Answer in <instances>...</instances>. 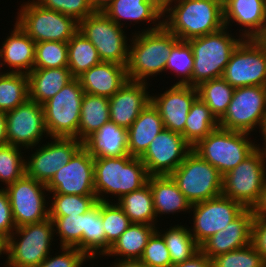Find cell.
<instances>
[{
	"label": "cell",
	"mask_w": 266,
	"mask_h": 267,
	"mask_svg": "<svg viewBox=\"0 0 266 267\" xmlns=\"http://www.w3.org/2000/svg\"><path fill=\"white\" fill-rule=\"evenodd\" d=\"M254 216L266 217V182L261 191V196L258 203L253 207Z\"/></svg>",
	"instance_id": "db71d44e"
},
{
	"label": "cell",
	"mask_w": 266,
	"mask_h": 267,
	"mask_svg": "<svg viewBox=\"0 0 266 267\" xmlns=\"http://www.w3.org/2000/svg\"><path fill=\"white\" fill-rule=\"evenodd\" d=\"M4 145H7L6 113L0 111V147Z\"/></svg>",
	"instance_id": "9f6ffc18"
},
{
	"label": "cell",
	"mask_w": 266,
	"mask_h": 267,
	"mask_svg": "<svg viewBox=\"0 0 266 267\" xmlns=\"http://www.w3.org/2000/svg\"><path fill=\"white\" fill-rule=\"evenodd\" d=\"M172 267H212V263L211 259L199 250L190 259L175 264Z\"/></svg>",
	"instance_id": "f5cc1de1"
},
{
	"label": "cell",
	"mask_w": 266,
	"mask_h": 267,
	"mask_svg": "<svg viewBox=\"0 0 266 267\" xmlns=\"http://www.w3.org/2000/svg\"><path fill=\"white\" fill-rule=\"evenodd\" d=\"M51 139L47 144L39 145L38 150L25 160L26 175L44 184H47L83 146V142L76 138Z\"/></svg>",
	"instance_id": "ac0fdd59"
},
{
	"label": "cell",
	"mask_w": 266,
	"mask_h": 267,
	"mask_svg": "<svg viewBox=\"0 0 266 267\" xmlns=\"http://www.w3.org/2000/svg\"><path fill=\"white\" fill-rule=\"evenodd\" d=\"M246 208L221 194L209 200L192 204L193 225L190 232L200 246L209 237L221 231Z\"/></svg>",
	"instance_id": "9a60e30c"
},
{
	"label": "cell",
	"mask_w": 266,
	"mask_h": 267,
	"mask_svg": "<svg viewBox=\"0 0 266 267\" xmlns=\"http://www.w3.org/2000/svg\"><path fill=\"white\" fill-rule=\"evenodd\" d=\"M250 133L217 128L200 140L193 151L209 162L223 176L245 160L256 144L249 138Z\"/></svg>",
	"instance_id": "8992f818"
},
{
	"label": "cell",
	"mask_w": 266,
	"mask_h": 267,
	"mask_svg": "<svg viewBox=\"0 0 266 267\" xmlns=\"http://www.w3.org/2000/svg\"><path fill=\"white\" fill-rule=\"evenodd\" d=\"M193 66L194 55L192 47L187 41L179 40L172 47L165 71H173L177 77L181 78L175 85L191 86Z\"/></svg>",
	"instance_id": "b9f144b4"
},
{
	"label": "cell",
	"mask_w": 266,
	"mask_h": 267,
	"mask_svg": "<svg viewBox=\"0 0 266 267\" xmlns=\"http://www.w3.org/2000/svg\"><path fill=\"white\" fill-rule=\"evenodd\" d=\"M159 227L149 237L143 254L139 259L148 267H172V261Z\"/></svg>",
	"instance_id": "7dc6e473"
},
{
	"label": "cell",
	"mask_w": 266,
	"mask_h": 267,
	"mask_svg": "<svg viewBox=\"0 0 266 267\" xmlns=\"http://www.w3.org/2000/svg\"><path fill=\"white\" fill-rule=\"evenodd\" d=\"M219 127V120L207 104L197 97L191 105L184 132L181 135L194 147L200 140L206 138Z\"/></svg>",
	"instance_id": "d6a6232c"
},
{
	"label": "cell",
	"mask_w": 266,
	"mask_h": 267,
	"mask_svg": "<svg viewBox=\"0 0 266 267\" xmlns=\"http://www.w3.org/2000/svg\"><path fill=\"white\" fill-rule=\"evenodd\" d=\"M21 147L4 145L0 147V181L6 187L26 174L25 160Z\"/></svg>",
	"instance_id": "ee69618b"
},
{
	"label": "cell",
	"mask_w": 266,
	"mask_h": 267,
	"mask_svg": "<svg viewBox=\"0 0 266 267\" xmlns=\"http://www.w3.org/2000/svg\"><path fill=\"white\" fill-rule=\"evenodd\" d=\"M4 253V242L0 240V256Z\"/></svg>",
	"instance_id": "6125c7cd"
},
{
	"label": "cell",
	"mask_w": 266,
	"mask_h": 267,
	"mask_svg": "<svg viewBox=\"0 0 266 267\" xmlns=\"http://www.w3.org/2000/svg\"><path fill=\"white\" fill-rule=\"evenodd\" d=\"M83 96L80 81L74 78L42 105L48 137L78 139Z\"/></svg>",
	"instance_id": "9c48e42d"
},
{
	"label": "cell",
	"mask_w": 266,
	"mask_h": 267,
	"mask_svg": "<svg viewBox=\"0 0 266 267\" xmlns=\"http://www.w3.org/2000/svg\"><path fill=\"white\" fill-rule=\"evenodd\" d=\"M4 189L11 204L16 227L38 223L49 218V202L45 198L48 192L46 184L25 174Z\"/></svg>",
	"instance_id": "5bb4252c"
},
{
	"label": "cell",
	"mask_w": 266,
	"mask_h": 267,
	"mask_svg": "<svg viewBox=\"0 0 266 267\" xmlns=\"http://www.w3.org/2000/svg\"><path fill=\"white\" fill-rule=\"evenodd\" d=\"M129 44L127 77L134 82H147L150 76L165 72L172 47L179 39L164 26L160 29L132 35Z\"/></svg>",
	"instance_id": "7a4b0ae2"
},
{
	"label": "cell",
	"mask_w": 266,
	"mask_h": 267,
	"mask_svg": "<svg viewBox=\"0 0 266 267\" xmlns=\"http://www.w3.org/2000/svg\"><path fill=\"white\" fill-rule=\"evenodd\" d=\"M266 116V86L235 88L227 111L219 119L225 130L251 133Z\"/></svg>",
	"instance_id": "7c38bea8"
},
{
	"label": "cell",
	"mask_w": 266,
	"mask_h": 267,
	"mask_svg": "<svg viewBox=\"0 0 266 267\" xmlns=\"http://www.w3.org/2000/svg\"><path fill=\"white\" fill-rule=\"evenodd\" d=\"M123 30L103 12L79 22V31L95 46L101 61L127 65L129 45Z\"/></svg>",
	"instance_id": "8fae6325"
},
{
	"label": "cell",
	"mask_w": 266,
	"mask_h": 267,
	"mask_svg": "<svg viewBox=\"0 0 266 267\" xmlns=\"http://www.w3.org/2000/svg\"><path fill=\"white\" fill-rule=\"evenodd\" d=\"M46 187L50 194L95 195L94 157L82 146Z\"/></svg>",
	"instance_id": "d6986e66"
},
{
	"label": "cell",
	"mask_w": 266,
	"mask_h": 267,
	"mask_svg": "<svg viewBox=\"0 0 266 267\" xmlns=\"http://www.w3.org/2000/svg\"><path fill=\"white\" fill-rule=\"evenodd\" d=\"M113 0H88L95 12H102Z\"/></svg>",
	"instance_id": "6f0895ef"
},
{
	"label": "cell",
	"mask_w": 266,
	"mask_h": 267,
	"mask_svg": "<svg viewBox=\"0 0 266 267\" xmlns=\"http://www.w3.org/2000/svg\"><path fill=\"white\" fill-rule=\"evenodd\" d=\"M53 199L49 208V217L84 214L93 208L98 200L96 195H67L52 193Z\"/></svg>",
	"instance_id": "ab89813d"
},
{
	"label": "cell",
	"mask_w": 266,
	"mask_h": 267,
	"mask_svg": "<svg viewBox=\"0 0 266 267\" xmlns=\"http://www.w3.org/2000/svg\"><path fill=\"white\" fill-rule=\"evenodd\" d=\"M164 232V233H163ZM165 242L172 261V266L190 259L200 250V246L193 238L190 228L184 225L171 226L159 232Z\"/></svg>",
	"instance_id": "8d00e7d4"
},
{
	"label": "cell",
	"mask_w": 266,
	"mask_h": 267,
	"mask_svg": "<svg viewBox=\"0 0 266 267\" xmlns=\"http://www.w3.org/2000/svg\"><path fill=\"white\" fill-rule=\"evenodd\" d=\"M193 147L176 132L164 128L140 157L149 176L171 175Z\"/></svg>",
	"instance_id": "2e32d148"
},
{
	"label": "cell",
	"mask_w": 266,
	"mask_h": 267,
	"mask_svg": "<svg viewBox=\"0 0 266 267\" xmlns=\"http://www.w3.org/2000/svg\"><path fill=\"white\" fill-rule=\"evenodd\" d=\"M109 121V98L84 93L78 125V140L83 142Z\"/></svg>",
	"instance_id": "1f68e13d"
},
{
	"label": "cell",
	"mask_w": 266,
	"mask_h": 267,
	"mask_svg": "<svg viewBox=\"0 0 266 267\" xmlns=\"http://www.w3.org/2000/svg\"><path fill=\"white\" fill-rule=\"evenodd\" d=\"M253 209L246 208L235 220L200 245L210 259L243 248L251 243Z\"/></svg>",
	"instance_id": "7402d4cb"
},
{
	"label": "cell",
	"mask_w": 266,
	"mask_h": 267,
	"mask_svg": "<svg viewBox=\"0 0 266 267\" xmlns=\"http://www.w3.org/2000/svg\"><path fill=\"white\" fill-rule=\"evenodd\" d=\"M148 177L140 158L130 155L94 158V190L98 201L111 202L106 194L119 199L138 190L147 183Z\"/></svg>",
	"instance_id": "3957f363"
},
{
	"label": "cell",
	"mask_w": 266,
	"mask_h": 267,
	"mask_svg": "<svg viewBox=\"0 0 266 267\" xmlns=\"http://www.w3.org/2000/svg\"><path fill=\"white\" fill-rule=\"evenodd\" d=\"M101 217L106 242L110 246L132 224L123 209L113 202H101Z\"/></svg>",
	"instance_id": "f6af8a7d"
},
{
	"label": "cell",
	"mask_w": 266,
	"mask_h": 267,
	"mask_svg": "<svg viewBox=\"0 0 266 267\" xmlns=\"http://www.w3.org/2000/svg\"><path fill=\"white\" fill-rule=\"evenodd\" d=\"M49 218L53 222L54 232L60 238V247H76L83 252L85 213Z\"/></svg>",
	"instance_id": "60d3db41"
},
{
	"label": "cell",
	"mask_w": 266,
	"mask_h": 267,
	"mask_svg": "<svg viewBox=\"0 0 266 267\" xmlns=\"http://www.w3.org/2000/svg\"><path fill=\"white\" fill-rule=\"evenodd\" d=\"M251 243L266 263V217L254 216Z\"/></svg>",
	"instance_id": "816d5d0a"
},
{
	"label": "cell",
	"mask_w": 266,
	"mask_h": 267,
	"mask_svg": "<svg viewBox=\"0 0 266 267\" xmlns=\"http://www.w3.org/2000/svg\"><path fill=\"white\" fill-rule=\"evenodd\" d=\"M16 23L35 43L68 42L79 30V22L73 17L44 8L34 0L21 4Z\"/></svg>",
	"instance_id": "52a82bcc"
},
{
	"label": "cell",
	"mask_w": 266,
	"mask_h": 267,
	"mask_svg": "<svg viewBox=\"0 0 266 267\" xmlns=\"http://www.w3.org/2000/svg\"><path fill=\"white\" fill-rule=\"evenodd\" d=\"M173 6L163 11V26L179 40L188 41L225 27L223 0H175Z\"/></svg>",
	"instance_id": "6da1fadb"
},
{
	"label": "cell",
	"mask_w": 266,
	"mask_h": 267,
	"mask_svg": "<svg viewBox=\"0 0 266 267\" xmlns=\"http://www.w3.org/2000/svg\"><path fill=\"white\" fill-rule=\"evenodd\" d=\"M148 83L128 80L109 98L110 121L128 129L141 111L150 104Z\"/></svg>",
	"instance_id": "44dd1931"
},
{
	"label": "cell",
	"mask_w": 266,
	"mask_h": 267,
	"mask_svg": "<svg viewBox=\"0 0 266 267\" xmlns=\"http://www.w3.org/2000/svg\"><path fill=\"white\" fill-rule=\"evenodd\" d=\"M68 67V43L44 41L35 43L34 68Z\"/></svg>",
	"instance_id": "7bdbcfd3"
},
{
	"label": "cell",
	"mask_w": 266,
	"mask_h": 267,
	"mask_svg": "<svg viewBox=\"0 0 266 267\" xmlns=\"http://www.w3.org/2000/svg\"><path fill=\"white\" fill-rule=\"evenodd\" d=\"M222 78L234 89L266 86V49L256 39H243L232 52Z\"/></svg>",
	"instance_id": "4fadbf2b"
},
{
	"label": "cell",
	"mask_w": 266,
	"mask_h": 267,
	"mask_svg": "<svg viewBox=\"0 0 266 267\" xmlns=\"http://www.w3.org/2000/svg\"><path fill=\"white\" fill-rule=\"evenodd\" d=\"M266 153L255 149L245 160L223 175L222 194L253 209L266 182Z\"/></svg>",
	"instance_id": "ba28073f"
},
{
	"label": "cell",
	"mask_w": 266,
	"mask_h": 267,
	"mask_svg": "<svg viewBox=\"0 0 266 267\" xmlns=\"http://www.w3.org/2000/svg\"><path fill=\"white\" fill-rule=\"evenodd\" d=\"M61 254L56 256L48 255L38 266L36 267H81L86 260L91 259L81 250L76 247L62 246ZM83 264V265H82Z\"/></svg>",
	"instance_id": "681fc988"
},
{
	"label": "cell",
	"mask_w": 266,
	"mask_h": 267,
	"mask_svg": "<svg viewBox=\"0 0 266 267\" xmlns=\"http://www.w3.org/2000/svg\"><path fill=\"white\" fill-rule=\"evenodd\" d=\"M106 242L105 231L102 225L101 201L85 213V224L83 230V252L91 259L97 255H106L110 249Z\"/></svg>",
	"instance_id": "e575fe53"
},
{
	"label": "cell",
	"mask_w": 266,
	"mask_h": 267,
	"mask_svg": "<svg viewBox=\"0 0 266 267\" xmlns=\"http://www.w3.org/2000/svg\"><path fill=\"white\" fill-rule=\"evenodd\" d=\"M38 5L73 17L77 22L95 11L88 0H34Z\"/></svg>",
	"instance_id": "c3c4849f"
},
{
	"label": "cell",
	"mask_w": 266,
	"mask_h": 267,
	"mask_svg": "<svg viewBox=\"0 0 266 267\" xmlns=\"http://www.w3.org/2000/svg\"><path fill=\"white\" fill-rule=\"evenodd\" d=\"M212 267H266L252 243L211 259Z\"/></svg>",
	"instance_id": "bcb514c9"
},
{
	"label": "cell",
	"mask_w": 266,
	"mask_h": 267,
	"mask_svg": "<svg viewBox=\"0 0 266 267\" xmlns=\"http://www.w3.org/2000/svg\"><path fill=\"white\" fill-rule=\"evenodd\" d=\"M102 12L121 27H124L123 22L121 23L124 20H130L129 23L138 24L139 21H145L154 24L150 28L148 26L143 32L155 31L163 26V19H161L163 18V10L152 0H113Z\"/></svg>",
	"instance_id": "484cf974"
},
{
	"label": "cell",
	"mask_w": 266,
	"mask_h": 267,
	"mask_svg": "<svg viewBox=\"0 0 266 267\" xmlns=\"http://www.w3.org/2000/svg\"><path fill=\"white\" fill-rule=\"evenodd\" d=\"M44 135L47 137L48 133L41 104L27 99L15 109L6 112L7 144L33 149Z\"/></svg>",
	"instance_id": "e0dca14e"
},
{
	"label": "cell",
	"mask_w": 266,
	"mask_h": 267,
	"mask_svg": "<svg viewBox=\"0 0 266 267\" xmlns=\"http://www.w3.org/2000/svg\"><path fill=\"white\" fill-rule=\"evenodd\" d=\"M116 200L132 223L157 225L158 218L154 211L153 196L148 182L140 189Z\"/></svg>",
	"instance_id": "836d02e7"
},
{
	"label": "cell",
	"mask_w": 266,
	"mask_h": 267,
	"mask_svg": "<svg viewBox=\"0 0 266 267\" xmlns=\"http://www.w3.org/2000/svg\"><path fill=\"white\" fill-rule=\"evenodd\" d=\"M147 182L152 192L156 217L165 213L174 214L177 212L178 214L182 211L190 213L192 204L179 190L177 183L170 175L149 176Z\"/></svg>",
	"instance_id": "f1b7e54d"
},
{
	"label": "cell",
	"mask_w": 266,
	"mask_h": 267,
	"mask_svg": "<svg viewBox=\"0 0 266 267\" xmlns=\"http://www.w3.org/2000/svg\"><path fill=\"white\" fill-rule=\"evenodd\" d=\"M255 39L266 49V22L262 32Z\"/></svg>",
	"instance_id": "94428289"
},
{
	"label": "cell",
	"mask_w": 266,
	"mask_h": 267,
	"mask_svg": "<svg viewBox=\"0 0 266 267\" xmlns=\"http://www.w3.org/2000/svg\"><path fill=\"white\" fill-rule=\"evenodd\" d=\"M84 93L112 97L129 79L126 65L101 61L78 77Z\"/></svg>",
	"instance_id": "cb8c5ba5"
},
{
	"label": "cell",
	"mask_w": 266,
	"mask_h": 267,
	"mask_svg": "<svg viewBox=\"0 0 266 267\" xmlns=\"http://www.w3.org/2000/svg\"><path fill=\"white\" fill-rule=\"evenodd\" d=\"M0 67H2V66H1V61H0ZM0 69H1V68H0ZM3 73H4V72H0V75H2Z\"/></svg>",
	"instance_id": "be15d7a7"
},
{
	"label": "cell",
	"mask_w": 266,
	"mask_h": 267,
	"mask_svg": "<svg viewBox=\"0 0 266 267\" xmlns=\"http://www.w3.org/2000/svg\"><path fill=\"white\" fill-rule=\"evenodd\" d=\"M27 75L29 99L41 105L74 79L68 67L34 68Z\"/></svg>",
	"instance_id": "f546056e"
},
{
	"label": "cell",
	"mask_w": 266,
	"mask_h": 267,
	"mask_svg": "<svg viewBox=\"0 0 266 267\" xmlns=\"http://www.w3.org/2000/svg\"><path fill=\"white\" fill-rule=\"evenodd\" d=\"M163 11L170 5H173L175 0H152Z\"/></svg>",
	"instance_id": "91938a15"
},
{
	"label": "cell",
	"mask_w": 266,
	"mask_h": 267,
	"mask_svg": "<svg viewBox=\"0 0 266 267\" xmlns=\"http://www.w3.org/2000/svg\"><path fill=\"white\" fill-rule=\"evenodd\" d=\"M261 131L262 141H264V145L261 147L259 144H256V148L262 150L264 153H266V116L262 121L261 127L259 129V132Z\"/></svg>",
	"instance_id": "680465c9"
},
{
	"label": "cell",
	"mask_w": 266,
	"mask_h": 267,
	"mask_svg": "<svg viewBox=\"0 0 266 267\" xmlns=\"http://www.w3.org/2000/svg\"><path fill=\"white\" fill-rule=\"evenodd\" d=\"M227 29L224 27L215 33L187 41L192 47L194 55L192 87L223 76L232 52L243 40L240 35L238 39L235 38L236 36L230 34Z\"/></svg>",
	"instance_id": "277c9868"
},
{
	"label": "cell",
	"mask_w": 266,
	"mask_h": 267,
	"mask_svg": "<svg viewBox=\"0 0 266 267\" xmlns=\"http://www.w3.org/2000/svg\"><path fill=\"white\" fill-rule=\"evenodd\" d=\"M157 226L142 223H132L121 236L113 243L106 255L120 256L119 259L139 260L149 237Z\"/></svg>",
	"instance_id": "4dcf8cb0"
},
{
	"label": "cell",
	"mask_w": 266,
	"mask_h": 267,
	"mask_svg": "<svg viewBox=\"0 0 266 267\" xmlns=\"http://www.w3.org/2000/svg\"><path fill=\"white\" fill-rule=\"evenodd\" d=\"M54 234V225L50 218L16 227L4 242L3 254L7 255L5 267L38 266L51 254Z\"/></svg>",
	"instance_id": "5b68a950"
},
{
	"label": "cell",
	"mask_w": 266,
	"mask_h": 267,
	"mask_svg": "<svg viewBox=\"0 0 266 267\" xmlns=\"http://www.w3.org/2000/svg\"><path fill=\"white\" fill-rule=\"evenodd\" d=\"M29 99L28 75L3 73L0 75V111L8 112Z\"/></svg>",
	"instance_id": "f35d334b"
},
{
	"label": "cell",
	"mask_w": 266,
	"mask_h": 267,
	"mask_svg": "<svg viewBox=\"0 0 266 267\" xmlns=\"http://www.w3.org/2000/svg\"><path fill=\"white\" fill-rule=\"evenodd\" d=\"M13 27L0 48L1 66L7 65L10 68L4 73L28 74L34 69L35 42L16 22Z\"/></svg>",
	"instance_id": "d4e9b609"
},
{
	"label": "cell",
	"mask_w": 266,
	"mask_h": 267,
	"mask_svg": "<svg viewBox=\"0 0 266 267\" xmlns=\"http://www.w3.org/2000/svg\"><path fill=\"white\" fill-rule=\"evenodd\" d=\"M197 97V87L173 84L164 93L151 95V103L158 110L164 128L182 134L191 105Z\"/></svg>",
	"instance_id": "ffe728a7"
},
{
	"label": "cell",
	"mask_w": 266,
	"mask_h": 267,
	"mask_svg": "<svg viewBox=\"0 0 266 267\" xmlns=\"http://www.w3.org/2000/svg\"><path fill=\"white\" fill-rule=\"evenodd\" d=\"M170 176L191 204L222 194L223 176L193 150Z\"/></svg>",
	"instance_id": "30bf717a"
},
{
	"label": "cell",
	"mask_w": 266,
	"mask_h": 267,
	"mask_svg": "<svg viewBox=\"0 0 266 267\" xmlns=\"http://www.w3.org/2000/svg\"><path fill=\"white\" fill-rule=\"evenodd\" d=\"M16 229L7 192L0 189V240L5 242Z\"/></svg>",
	"instance_id": "f907efd6"
},
{
	"label": "cell",
	"mask_w": 266,
	"mask_h": 267,
	"mask_svg": "<svg viewBox=\"0 0 266 267\" xmlns=\"http://www.w3.org/2000/svg\"><path fill=\"white\" fill-rule=\"evenodd\" d=\"M198 97L203 100L219 120L227 111L234 88L222 77L202 82L197 86Z\"/></svg>",
	"instance_id": "74e56055"
},
{
	"label": "cell",
	"mask_w": 266,
	"mask_h": 267,
	"mask_svg": "<svg viewBox=\"0 0 266 267\" xmlns=\"http://www.w3.org/2000/svg\"><path fill=\"white\" fill-rule=\"evenodd\" d=\"M83 147L94 158L129 155L128 130L109 121L86 138L83 141Z\"/></svg>",
	"instance_id": "4316f807"
},
{
	"label": "cell",
	"mask_w": 266,
	"mask_h": 267,
	"mask_svg": "<svg viewBox=\"0 0 266 267\" xmlns=\"http://www.w3.org/2000/svg\"><path fill=\"white\" fill-rule=\"evenodd\" d=\"M118 260V261H116ZM110 267H148L140 260H133V259H119L116 258L115 262H113Z\"/></svg>",
	"instance_id": "11a10c76"
},
{
	"label": "cell",
	"mask_w": 266,
	"mask_h": 267,
	"mask_svg": "<svg viewBox=\"0 0 266 267\" xmlns=\"http://www.w3.org/2000/svg\"><path fill=\"white\" fill-rule=\"evenodd\" d=\"M163 129L162 118L150 102L127 129L129 155L140 158Z\"/></svg>",
	"instance_id": "83f0119b"
},
{
	"label": "cell",
	"mask_w": 266,
	"mask_h": 267,
	"mask_svg": "<svg viewBox=\"0 0 266 267\" xmlns=\"http://www.w3.org/2000/svg\"><path fill=\"white\" fill-rule=\"evenodd\" d=\"M223 11L225 27L231 22L244 27L240 34L243 39H255L264 28L265 0H223Z\"/></svg>",
	"instance_id": "603a6c76"
},
{
	"label": "cell",
	"mask_w": 266,
	"mask_h": 267,
	"mask_svg": "<svg viewBox=\"0 0 266 267\" xmlns=\"http://www.w3.org/2000/svg\"><path fill=\"white\" fill-rule=\"evenodd\" d=\"M68 43V68L78 78L101 62L95 46L79 30Z\"/></svg>",
	"instance_id": "d590c367"
}]
</instances>
